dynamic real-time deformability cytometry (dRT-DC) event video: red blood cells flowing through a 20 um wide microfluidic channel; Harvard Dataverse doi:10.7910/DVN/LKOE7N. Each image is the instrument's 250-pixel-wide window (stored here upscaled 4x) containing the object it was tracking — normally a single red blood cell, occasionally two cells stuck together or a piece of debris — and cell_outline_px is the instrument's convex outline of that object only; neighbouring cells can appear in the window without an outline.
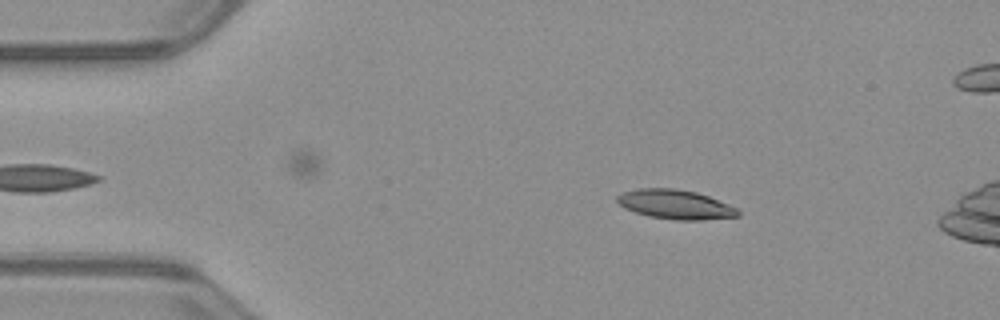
{"species": "common noctule bat (a hibernating species)", "species_latin": "Nyctalus noctula", "temperature_condition": "warm", "stored_images_in_passage": 59, "camera_frame_rate_fps": 3000, "um_per_image_px": 0.085, "animal": {"sex": "male", "body_mass_g": 23.1, "forearm_length_mm": 52.7}, "frame": {"image": 1, "passage_image": 8, "time_ms": 2.333, "image_size_px": [1000, 320], "cell_outline_px": [[740, 216], [704, 220], [676, 220], [648, 216], [624, 208], [616, 204], [616, 196], [620, 192], [636, 188], [676, 188], [696, 192], [708, 196], [740, 208]], "centroid_in_image_um": [57.39, 17.37], "position_along_channel_um": 27.6, "area_um2": 21.1}}
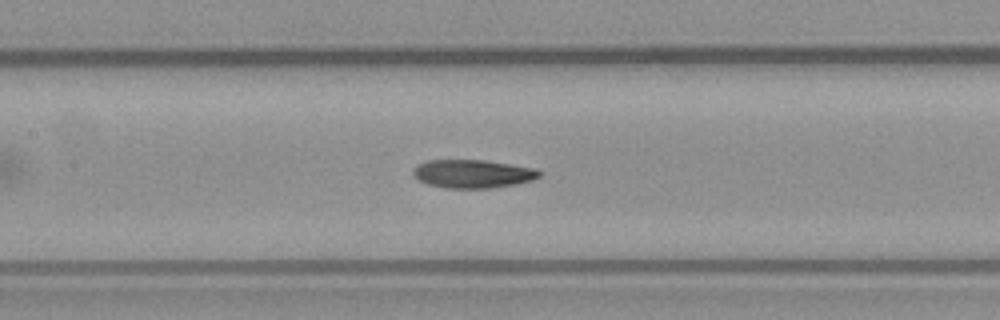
{"frame": {"image": 2, "passage_image": 23, "time_ms": 7.333, "image_size_px": [1000, 320], "cell_outline_px": [[540, 176], [532, 180], [516, 184], [492, 188], [444, 188], [428, 184], [420, 180], [412, 172], [420, 164], [428, 160], [484, 160], [536, 168], [540, 172]], "centroid_in_image_um": [40.22, 14.77], "position_along_channel_um": 167.2, "area_um2": 20.63}}
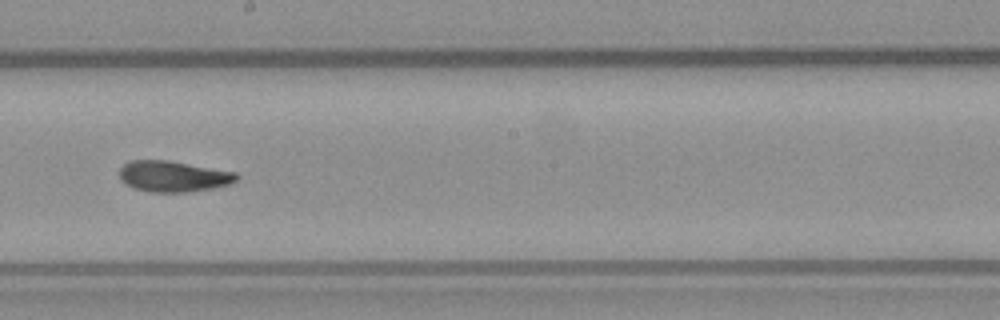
{"frame": {"image": 3, "passage_image": 28, "time_ms": 9.0, "image_size_px": [1000, 320], "cell_outline_px": [[240, 176], [232, 184], [212, 188], [188, 192], [152, 192], [132, 188], [120, 180], [120, 168], [124, 164], [132, 160], [168, 160], [236, 172]], "centroid_in_image_um": [14.74, 14.99], "position_along_channel_um": 233.5, "area_um2": 21.21}, "authors_computed_cell_mechanics": {"area_um2": 20.23, "velocity_mm_per_s": 3.9886, "shape_relaxation_time_tau1_ms": null, "shape_relaxation_time_tau2_ms": 1.1314, "deformation_change_tau1": null, "deformation_change_tau2": 0.0659}}